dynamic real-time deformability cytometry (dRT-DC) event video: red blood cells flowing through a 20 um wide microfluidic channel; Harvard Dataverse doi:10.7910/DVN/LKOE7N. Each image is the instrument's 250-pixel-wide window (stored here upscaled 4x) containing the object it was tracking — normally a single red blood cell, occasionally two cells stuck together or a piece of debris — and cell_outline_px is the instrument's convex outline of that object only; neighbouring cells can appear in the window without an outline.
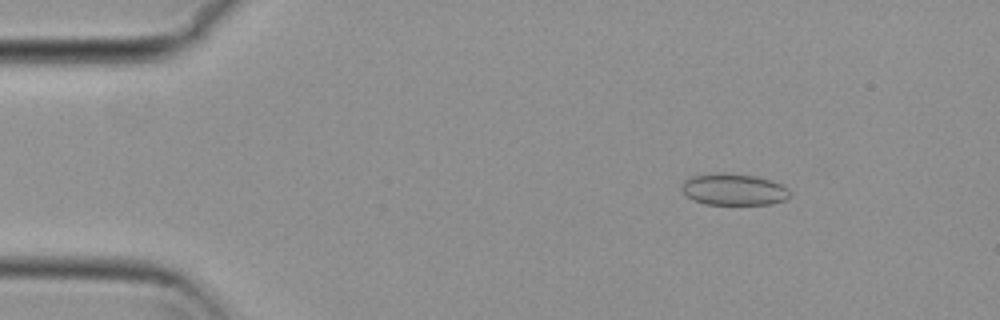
{"species": "common noctule bat (a hibernating species)", "species_latin": "Nyctalus noctula", "temperature_condition": "cold", "stored_images_in_passage": 55, "camera_frame_rate_fps": 3000, "um_per_image_px": 0.085, "animal": {"sex": "female", "body_mass_g": 29.2, "forearm_length_mm": 56.3}, "frame": {"image": 1, "passage_image": 8, "time_ms": 2.333, "image_size_px": [1000, 320], "cell_outline_px": [[788, 196], [784, 200], [772, 204], [704, 204], [692, 200], [680, 188], [684, 180], [692, 176], [716, 172], [724, 172], [756, 176], [772, 180], [780, 184], [788, 192]], "centroid_in_image_um": [62.31, 16.09], "position_along_channel_um": 22.7, "area_um2": 19.88}}
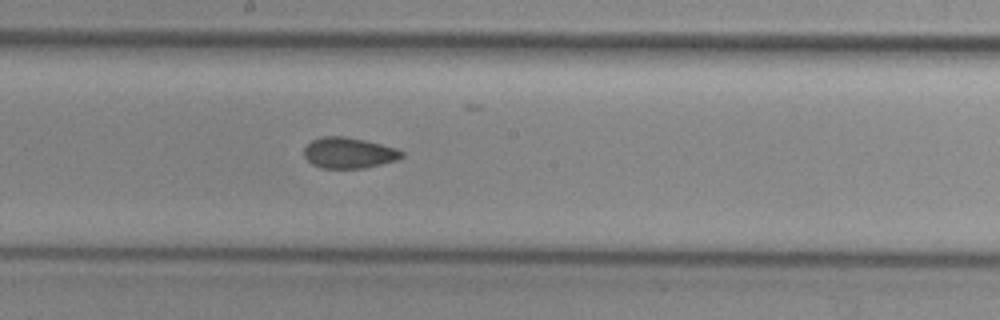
{"frame": {"image": 2, "passage_image": 30, "time_ms": 9.667, "image_size_px": [1000, 320], "cell_outline_px": [[404, 156], [396, 160], [364, 168], [320, 168], [312, 164], [304, 156], [304, 148], [312, 140], [320, 136], [344, 136], [364, 140], [396, 148], [404, 152]], "centroid_in_image_um": [29.63, 12.99], "position_along_channel_um": 218.6, "area_um2": 17.51}}
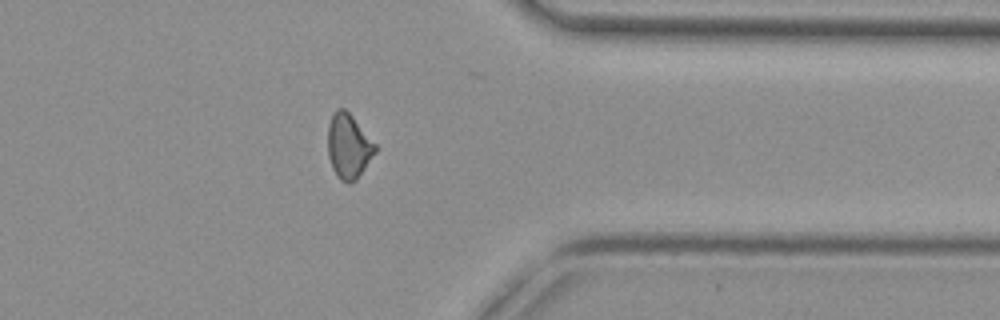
{"frame": {"image": 3, "passage_image": 44, "time_ms": 14.333, "image_size_px": [1000, 320], "cell_outline_px": [[376, 152], [356, 180], [352, 184], [348, 184], [340, 180], [336, 176], [332, 168], [328, 156], [328, 124], [336, 108], [344, 108], [352, 116], [376, 144]], "centroid_in_image_um": [29.61, 12.45], "position_along_channel_um": 381.8, "area_um2": 17.92}, "authors_computed_cell_mechanics": {"area_um2": 18.0914, "velocity_mm_per_s": 3.7361, "shape_relaxation_time_tau1_ms": null, "shape_relaxation_time_tau2_ms": 2.8451, "deformation_change_tau1": null, "deformation_change_tau2": 0.072}}